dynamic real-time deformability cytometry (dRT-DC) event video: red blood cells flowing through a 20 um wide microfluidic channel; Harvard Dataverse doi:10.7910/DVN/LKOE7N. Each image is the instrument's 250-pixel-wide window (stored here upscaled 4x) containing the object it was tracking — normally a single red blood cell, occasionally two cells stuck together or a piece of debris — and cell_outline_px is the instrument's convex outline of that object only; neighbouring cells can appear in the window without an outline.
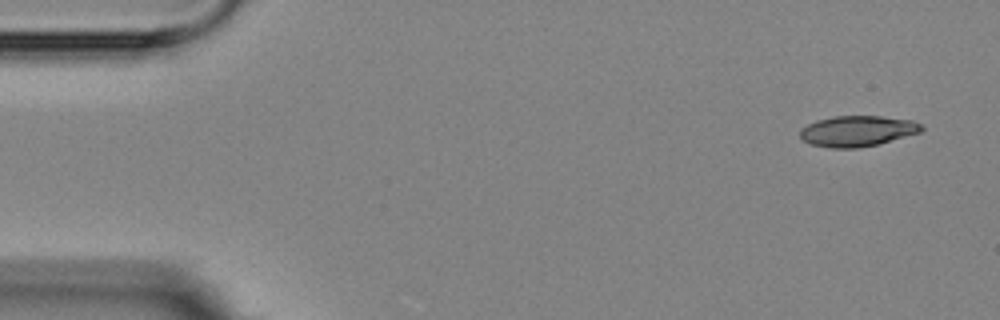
{"species": "Egyptian fruit bat (a non-hibernating species)", "species_latin": "Rousettus aegyptiacus", "temperature_condition": "room temperature", "stored_images_in_passage": 4, "camera_frame_rate_fps": 3000, "um_per_image_px": 0.085, "animal": {"sex": "female"}, "frame": {"image": 1, "passage_image": 1, "time_ms": 0.0, "image_size_px": [1000, 320], "cell_outline_px": [[924, 128], [920, 132], [880, 144], [860, 148], [832, 148], [812, 144], [804, 140], [800, 136], [800, 128], [816, 120], [832, 116], [880, 116], [912, 120], [924, 124]], "centroid_in_image_um": [72.9, 11.13], "position_along_channel_um": 12.1, "area_um2": 21.91}}
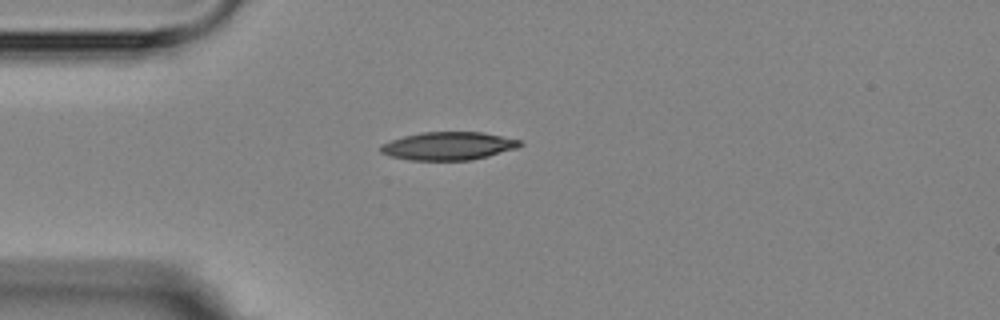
{"frame": {"image": 2, "passage_image": 4, "time_ms": 3.667, "image_size_px": [1000, 320], "cell_outline_px": [[524, 144], [520, 148], [472, 160], [408, 160], [392, 156], [380, 152], [380, 144], [404, 136], [420, 132], [484, 132], [520, 140]], "centroid_in_image_um": [38.15, 12.4], "position_along_channel_um": 46.8, "area_um2": 22.95}}